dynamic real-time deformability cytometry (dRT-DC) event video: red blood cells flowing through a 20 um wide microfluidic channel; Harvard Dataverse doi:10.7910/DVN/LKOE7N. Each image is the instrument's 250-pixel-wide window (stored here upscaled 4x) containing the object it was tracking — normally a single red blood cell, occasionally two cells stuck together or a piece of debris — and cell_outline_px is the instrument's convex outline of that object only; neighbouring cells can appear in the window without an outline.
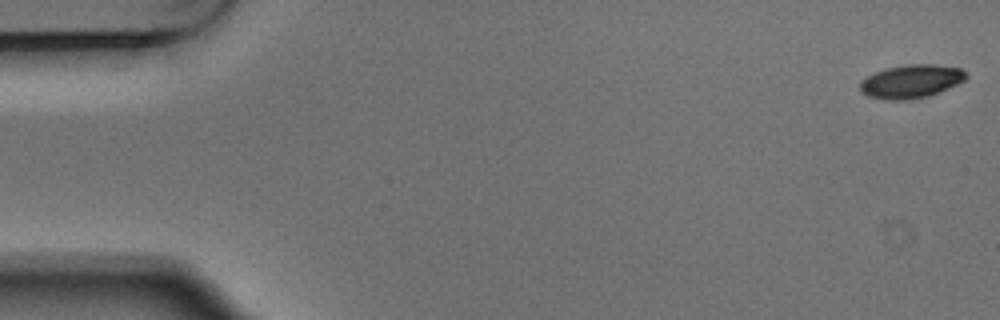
{"species": "Egyptian fruit bat (a non-hibernating species)", "species_latin": "Rousettus aegyptiacus", "temperature_condition": "warm", "stored_images_in_passage": 5, "camera_frame_rate_fps": 3000, "um_per_image_px": 0.085, "animal": {"sex": "male"}, "frame": {"image": 1, "passage_image": 1, "time_ms": 0.0, "image_size_px": [1000, 320], "cell_outline_px": [[968, 76], [964, 80], [956, 84], [928, 96], [908, 100], [884, 100], [868, 96], [860, 92], [860, 80], [884, 68], [908, 64], [936, 64], [960, 68]], "centroid_in_image_um": [77.4, 6.92], "position_along_channel_um": 7.6, "area_um2": 20.63}}
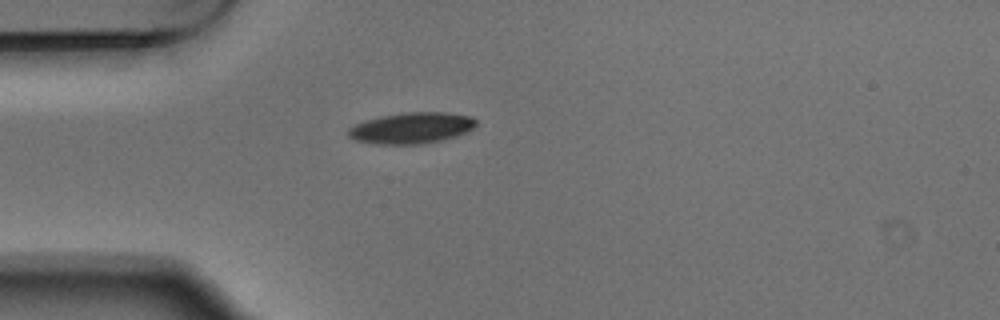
{"frame": {"image": 2, "passage_image": 5, "time_ms": 1.333, "image_size_px": [1000, 320], "cell_outline_px": [[476, 124], [472, 128], [456, 136], [440, 140], [420, 144], [376, 144], [356, 140], [348, 136], [348, 128], [356, 124], [368, 120], [384, 116], [408, 112], [444, 112], [472, 116], [476, 120]], "centroid_in_image_um": [34.99, 10.88], "position_along_channel_um": 50.0, "area_um2": 22.77}}